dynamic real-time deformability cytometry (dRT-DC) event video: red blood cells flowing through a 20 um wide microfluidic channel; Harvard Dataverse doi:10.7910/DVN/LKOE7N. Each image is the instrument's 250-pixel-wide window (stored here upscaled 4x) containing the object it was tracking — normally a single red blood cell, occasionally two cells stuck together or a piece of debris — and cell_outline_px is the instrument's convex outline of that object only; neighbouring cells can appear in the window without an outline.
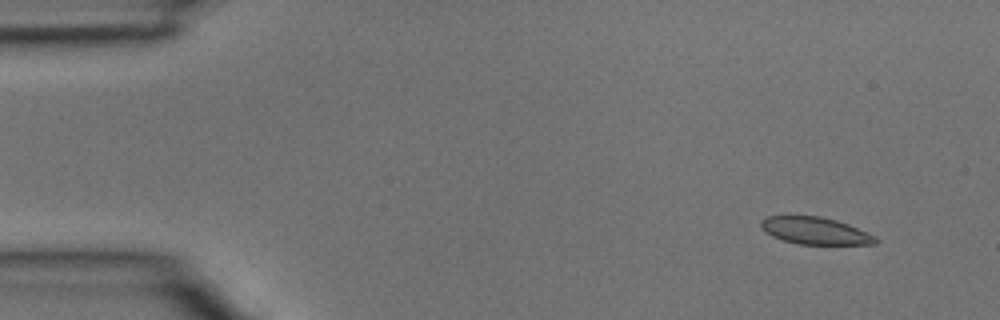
{"species": "common noctule bat (a hibernating species)", "species_latin": "Nyctalus noctula", "temperature_condition": "room temperature", "stored_images_in_passage": 5, "segment_of_instrument_passage": [2, 2], "camera_frame_rate_fps": 3000, "um_per_image_px": 0.085, "animal": {"sex": "male", "body_mass_g": 15.6}, "frame": {"image": 1, "passage_image": 5, "time_ms": 1.333, "image_size_px": [1000, 320], "cell_outline_px": [[880, 240], [876, 244], [796, 244], [772, 236], [764, 232], [760, 224], [760, 220], [768, 216], [820, 216], [836, 220], [848, 224], [876, 236]], "centroid_in_image_um": [69.29, 19.62], "position_along_channel_um": 15.7, "area_um2": 18.15}}